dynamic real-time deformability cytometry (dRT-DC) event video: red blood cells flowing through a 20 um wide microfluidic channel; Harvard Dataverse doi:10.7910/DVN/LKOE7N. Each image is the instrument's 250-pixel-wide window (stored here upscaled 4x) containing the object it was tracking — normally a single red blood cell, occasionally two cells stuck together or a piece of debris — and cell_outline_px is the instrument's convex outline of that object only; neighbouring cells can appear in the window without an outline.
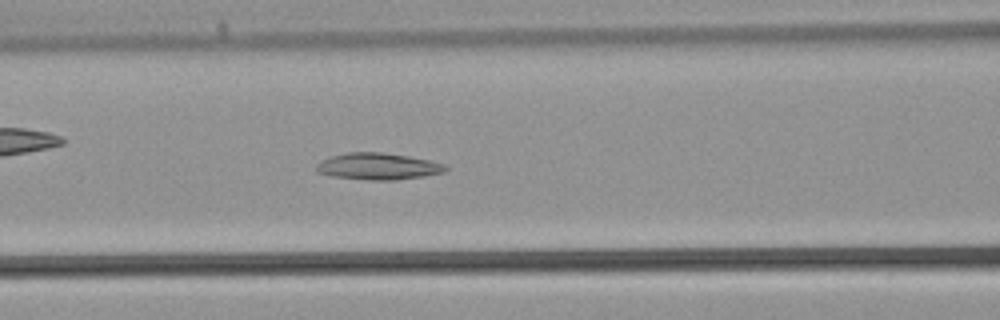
{"species": "common noctule bat (a hibernating species)", "species_latin": "Nyctalus noctula", "temperature_condition": "warm", "stored_images_in_passage": 35, "camera_frame_rate_fps": 3000, "um_per_image_px": 0.085, "animal": {"sex": "male", "body_mass_g": 21.5, "forearm_length_mm": 52.0}, "frame": {"image": 1, "passage_image": 12, "time_ms": 3.667, "image_size_px": [1000, 320], "cell_outline_px": [[448, 168], [444, 172], [424, 176], [396, 180], [368, 180], [332, 176], [316, 172], [316, 164], [320, 160], [332, 156], [348, 152], [380, 152], [408, 156], [428, 160], [444, 164]], "centroid_in_image_um": [32.1, 14.14], "position_along_channel_um": 134.5, "area_um2": 20.06}}
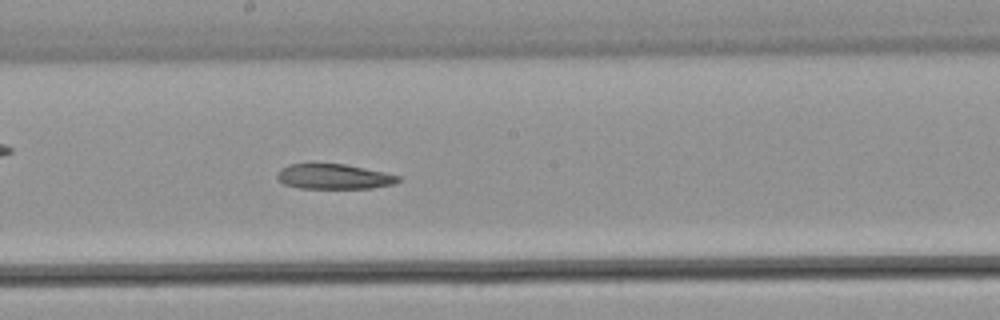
{"frame": {"image": 2, "passage_image": 17, "time_ms": 5.333, "image_size_px": [1000, 320], "cell_outline_px": [[400, 180], [392, 184], [372, 188], [300, 188], [284, 184], [276, 180], [276, 172], [280, 168], [288, 164], [344, 164], [384, 172], [400, 176]], "centroid_in_image_um": [28.31, 15.01], "position_along_channel_um": 219.9, "area_um2": 17.69}}
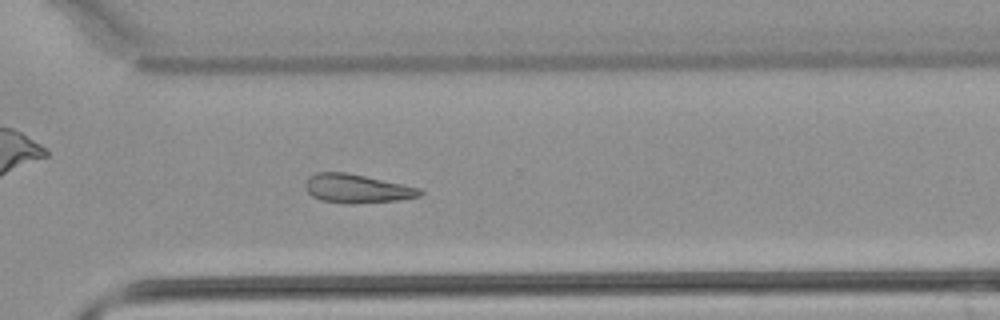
{"frame": {"image": 3, "passage_image": 24, "time_ms": 7.667, "image_size_px": [1000, 320], "cell_outline_px": [[424, 192], [420, 196], [396, 200], [352, 204], [344, 204], [320, 200], [312, 196], [304, 188], [304, 184], [308, 176], [316, 172], [344, 172], [364, 176], [420, 188]], "centroid_in_image_um": [30.27, 16.03], "position_along_channel_um": 340.3, "area_um2": 19.19}}